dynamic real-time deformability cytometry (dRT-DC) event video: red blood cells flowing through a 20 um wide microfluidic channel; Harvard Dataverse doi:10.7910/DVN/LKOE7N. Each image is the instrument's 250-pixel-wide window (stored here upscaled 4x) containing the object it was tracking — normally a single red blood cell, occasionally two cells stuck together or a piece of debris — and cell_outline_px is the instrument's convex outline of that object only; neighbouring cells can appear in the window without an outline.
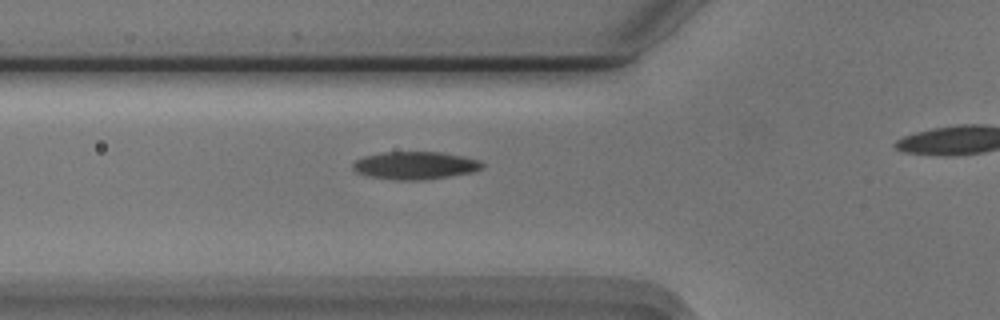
{"species": "Egyptian fruit bat (a non-hibernating species)", "species_latin": "Rousettus aegyptiacus", "temperature_condition": "cold", "stored_images_in_passage": 28, "camera_frame_rate_fps": 3000, "um_per_image_px": 0.085, "animal": {"sex": "male"}, "frame": {"image": 1, "passage_image": 8, "time_ms": 2.333, "image_size_px": [1000, 320], "cell_outline_px": [[484, 168], [472, 172], [424, 180], [392, 180], [368, 176], [356, 172], [352, 168], [352, 164], [356, 160], [364, 156], [384, 152], [440, 152], [464, 156], [480, 160], [484, 164]], "centroid_in_image_um": [35.29, 14.06], "position_along_channel_um": 90.5, "area_um2": 21.04}}
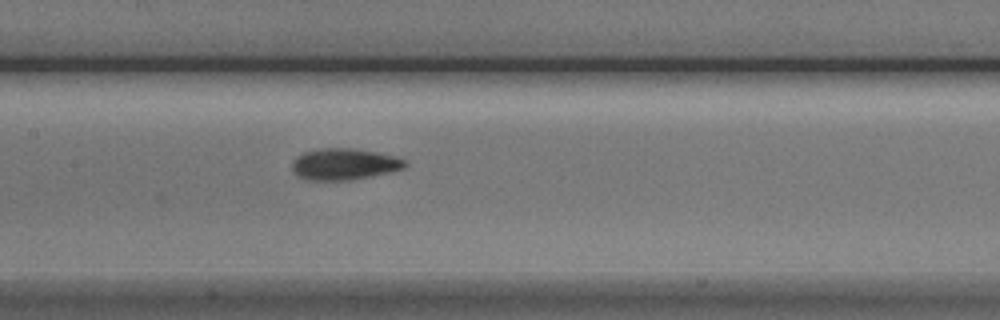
{"frame": {"image": 2, "passage_image": 15, "time_ms": 4.667, "image_size_px": [1000, 320], "cell_outline_px": [[408, 164], [404, 168], [392, 172], [352, 180], [304, 180], [296, 176], [292, 172], [292, 164], [296, 156], [304, 152], [324, 148], [352, 148], [376, 152], [408, 160]], "centroid_in_image_um": [29.25, 13.97], "position_along_channel_um": 178.1, "area_um2": 20.92}}
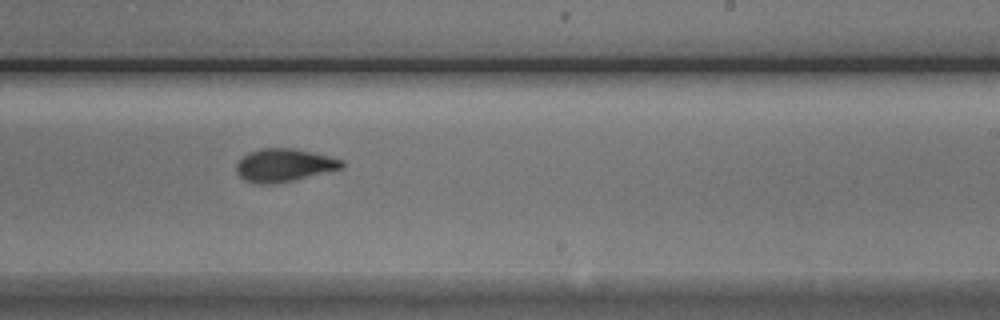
{"frame": {"image": 3, "passage_image": 22, "time_ms": 7.0, "image_size_px": [1000, 320], "cell_outline_px": [[344, 168], [296, 180], [276, 184], [256, 184], [244, 180], [236, 172], [236, 164], [248, 152], [260, 148], [292, 148], [328, 156], [344, 160]], "centroid_in_image_um": [24.15, 14.06], "position_along_channel_um": 264.9, "area_um2": 20.46}}